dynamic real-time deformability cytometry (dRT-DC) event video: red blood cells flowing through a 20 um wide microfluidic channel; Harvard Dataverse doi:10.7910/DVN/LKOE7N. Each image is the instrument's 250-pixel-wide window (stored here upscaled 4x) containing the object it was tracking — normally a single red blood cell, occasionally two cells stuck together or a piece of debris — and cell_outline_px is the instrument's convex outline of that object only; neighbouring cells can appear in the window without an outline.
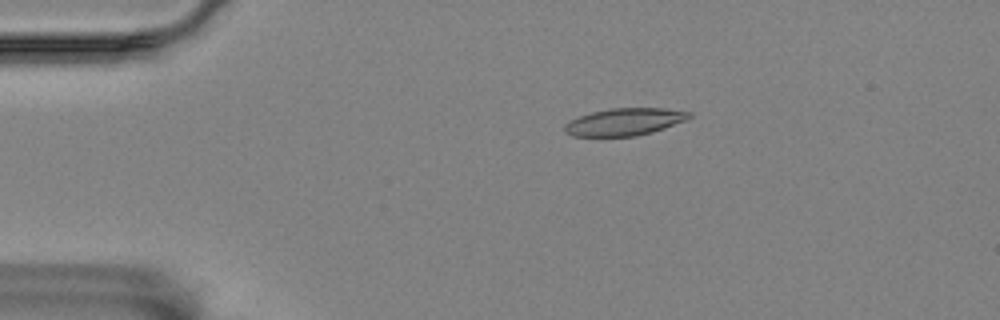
{"species": "Egyptian fruit bat (a non-hibernating species)", "species_latin": "Rousettus aegyptiacus", "temperature_condition": "room temperature", "stored_images_in_passage": 5, "camera_frame_rate_fps": 3000, "um_per_image_px": 0.085, "animal": {"sex": "female"}, "frame": {"image": 1, "passage_image": 4, "time_ms": 3.333, "image_size_px": [1000, 320], "cell_outline_px": [[692, 116], [684, 120], [664, 128], [652, 132], [636, 136], [572, 136], [564, 132], [564, 124], [568, 120], [592, 112], [608, 108], [664, 108], [692, 112]], "centroid_in_image_um": [53.05, 10.35], "position_along_channel_um": 32.0, "area_um2": 19.83}}